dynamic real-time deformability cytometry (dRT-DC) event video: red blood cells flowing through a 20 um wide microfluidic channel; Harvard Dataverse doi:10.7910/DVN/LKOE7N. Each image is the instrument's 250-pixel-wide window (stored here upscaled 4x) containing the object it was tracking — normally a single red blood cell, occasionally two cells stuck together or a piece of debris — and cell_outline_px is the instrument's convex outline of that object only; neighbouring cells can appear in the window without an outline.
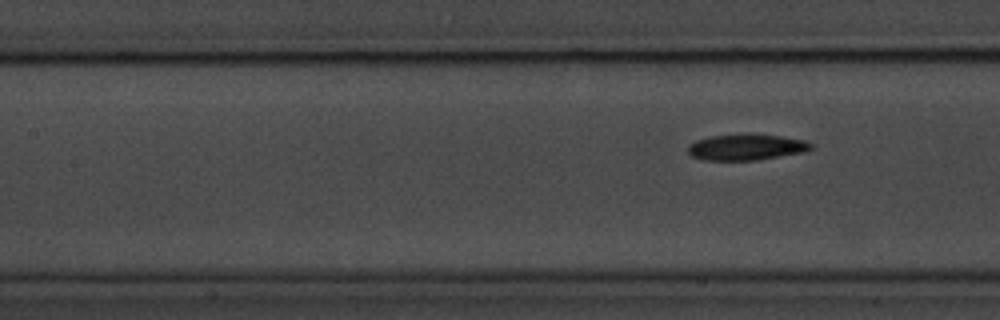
{"species": "common noctule bat (a hibernating species)", "species_latin": "Nyctalus noctula", "temperature_condition": "room temperature", "stored_images_in_passage": 4, "segment_of_instrument_passage": [2, 2], "camera_frame_rate_fps": 3000, "um_per_image_px": 0.085, "animal": {"sex": "male", "body_mass_g": 20.1, "forearm_length_mm": 53.5}, "frame": {"image": 1, "passage_image": 4, "time_ms": 1.0, "image_size_px": [1000, 320], "cell_outline_px": [[816, 144], [812, 148], [804, 152], [756, 160], [704, 160], [692, 156], [688, 152], [688, 144], [696, 140], [712, 136], [744, 132], [780, 136], [804, 140]], "centroid_in_image_um": [63.44, 12.48], "position_along_channel_um": 144.0, "area_um2": 19.02}}